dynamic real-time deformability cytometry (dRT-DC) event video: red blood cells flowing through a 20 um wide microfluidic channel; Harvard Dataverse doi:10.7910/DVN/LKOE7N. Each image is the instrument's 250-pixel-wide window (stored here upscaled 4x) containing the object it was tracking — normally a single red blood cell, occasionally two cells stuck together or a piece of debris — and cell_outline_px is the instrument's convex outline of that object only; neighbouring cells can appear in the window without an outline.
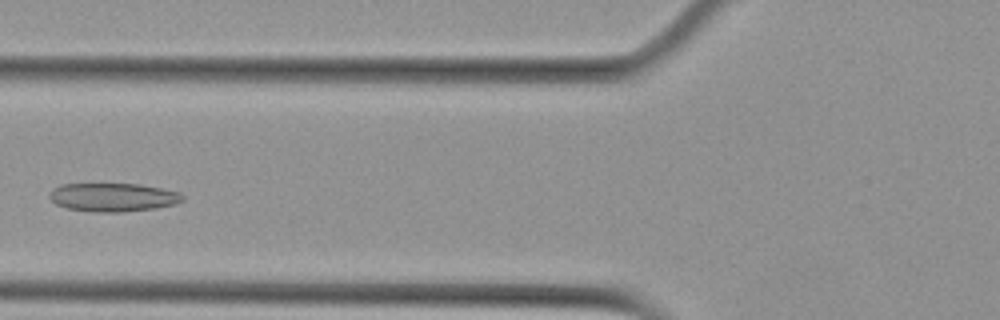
{"species": "Egyptian fruit bat (a non-hibernating species)", "species_latin": "Rousettus aegyptiacus", "temperature_condition": "cold", "stored_images_in_passage": 3, "camera_frame_rate_fps": 3000, "um_per_image_px": 0.085, "animal": {"sex": "female"}, "frame": {"image": 1, "passage_image": 3, "time_ms": 2.667, "image_size_px": [1000, 320], "cell_outline_px": [[184, 200], [176, 204], [156, 208], [120, 212], [92, 212], [68, 208], [56, 204], [48, 196], [52, 188], [60, 184], [140, 184], [180, 192], [184, 196]], "centroid_in_image_um": [9.61, 16.76], "position_along_channel_um": 116.2, "area_um2": 22.2}}